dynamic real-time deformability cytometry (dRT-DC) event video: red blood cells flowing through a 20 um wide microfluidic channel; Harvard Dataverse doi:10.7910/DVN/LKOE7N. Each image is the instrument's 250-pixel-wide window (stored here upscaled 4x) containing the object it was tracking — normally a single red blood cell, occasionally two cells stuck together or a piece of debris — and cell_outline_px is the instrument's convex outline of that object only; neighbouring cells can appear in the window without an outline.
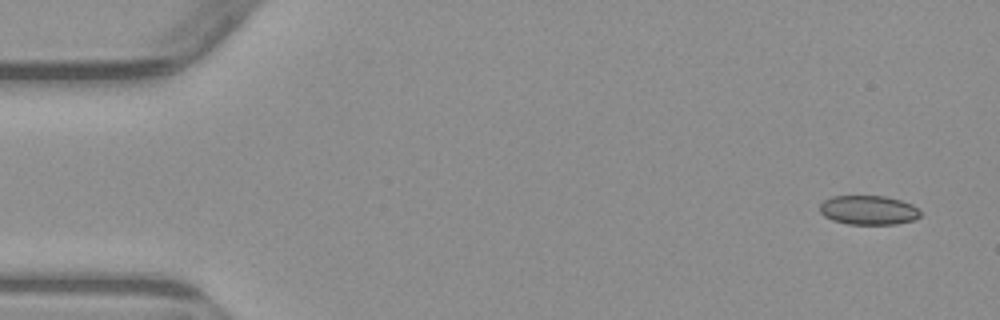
{"species": "common noctule bat (a hibernating species)", "species_latin": "Nyctalus noctula", "temperature_condition": "warm", "stored_images_in_passage": 4, "camera_frame_rate_fps": 3000, "um_per_image_px": 0.085, "animal": {"sex": "male", "body_mass_g": 23.1, "forearm_length_mm": 52.7}, "frame": {"image": 1, "passage_image": 1, "time_ms": 0.0, "image_size_px": [1000, 320], "cell_outline_px": [[920, 216], [912, 220], [896, 224], [848, 224], [832, 220], [824, 216], [820, 212], [820, 204], [824, 200], [832, 196], [884, 196], [900, 200], [912, 204], [920, 212]], "centroid_in_image_um": [73.79, 17.86], "position_along_channel_um": 11.2, "area_um2": 17.05}}
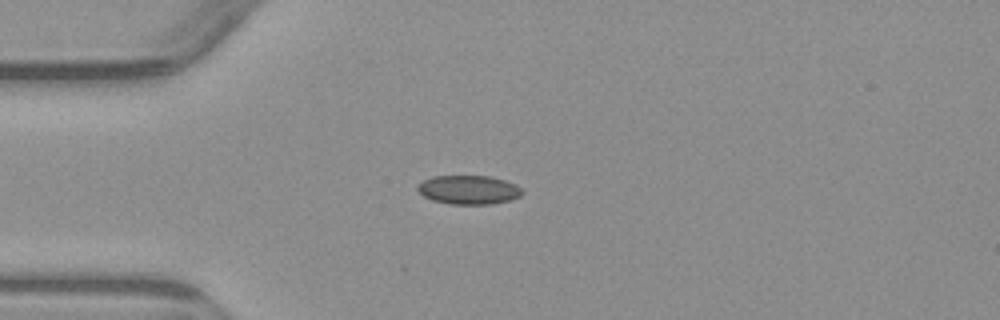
{"frame": {"image": 2, "passage_image": 4, "time_ms": 3.667, "image_size_px": [1000, 320], "cell_outline_px": [[524, 192], [520, 196], [508, 200], [492, 204], [452, 204], [432, 200], [424, 196], [416, 188], [424, 180], [432, 176], [488, 176], [504, 180], [516, 184]], "centroid_in_image_um": [39.85, 16.13], "position_along_channel_um": 45.2, "area_um2": 17.46}}